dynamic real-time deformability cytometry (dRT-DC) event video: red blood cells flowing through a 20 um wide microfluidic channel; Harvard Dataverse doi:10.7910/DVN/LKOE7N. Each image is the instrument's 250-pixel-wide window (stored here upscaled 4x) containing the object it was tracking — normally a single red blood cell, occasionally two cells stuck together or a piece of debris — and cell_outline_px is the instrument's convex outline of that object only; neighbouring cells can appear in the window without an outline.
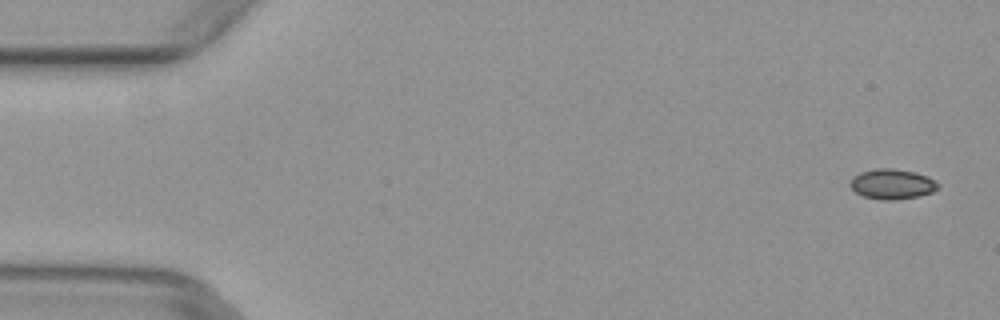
{"species": "common noctule bat (a hibernating species)", "species_latin": "Nyctalus noctula", "temperature_condition": "warm", "stored_images_in_passage": 5, "camera_frame_rate_fps": 3000, "um_per_image_px": 0.085, "animal": {"sex": "female", "body_mass_g": 29.2, "forearm_length_mm": 56.3}, "frame": {"image": 1, "passage_image": 1, "time_ms": 0.0, "image_size_px": [1000, 320], "cell_outline_px": [[940, 188], [932, 192], [920, 196], [896, 200], [880, 200], [864, 196], [856, 192], [848, 184], [852, 176], [860, 172], [876, 168], [892, 168], [912, 172], [928, 176], [940, 184]], "centroid_in_image_um": [75.83, 15.65], "position_along_channel_um": 9.2, "area_um2": 15.61}}